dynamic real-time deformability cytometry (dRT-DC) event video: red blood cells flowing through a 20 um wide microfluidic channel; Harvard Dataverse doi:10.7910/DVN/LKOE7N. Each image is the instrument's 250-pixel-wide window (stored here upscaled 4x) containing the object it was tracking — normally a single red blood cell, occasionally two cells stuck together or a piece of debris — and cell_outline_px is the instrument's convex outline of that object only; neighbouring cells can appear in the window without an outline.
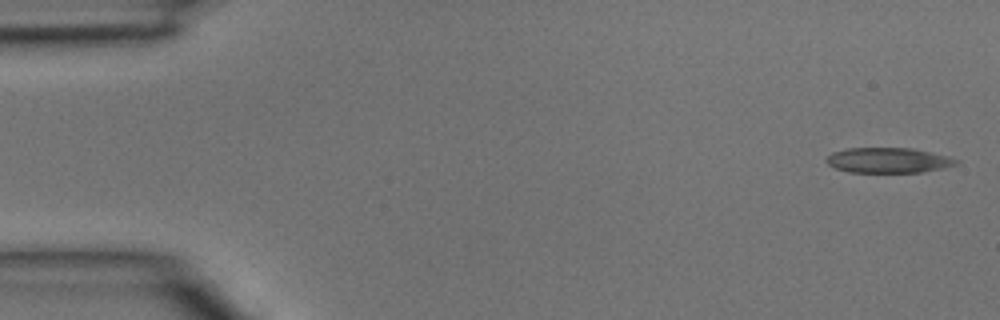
{"species": "common noctule bat (a hibernating species)", "species_latin": "Nyctalus noctula", "temperature_condition": "room temperature", "stored_images_in_passage": 5, "segment_of_instrument_passage": [1, 2], "camera_frame_rate_fps": 3000, "um_per_image_px": 0.085, "animal": {"sex": "male", "body_mass_g": 15.6}, "frame": {"image": 1, "passage_image": 1, "time_ms": 0.0, "image_size_px": [1000, 320], "cell_outline_px": [[960, 164], [944, 168], [924, 172], [848, 172], [836, 168], [828, 164], [824, 160], [832, 152], [848, 148], [912, 148], [948, 156], [960, 160]], "centroid_in_image_um": [75.54, 13.62], "position_along_channel_um": 9.5, "area_um2": 19.19}}
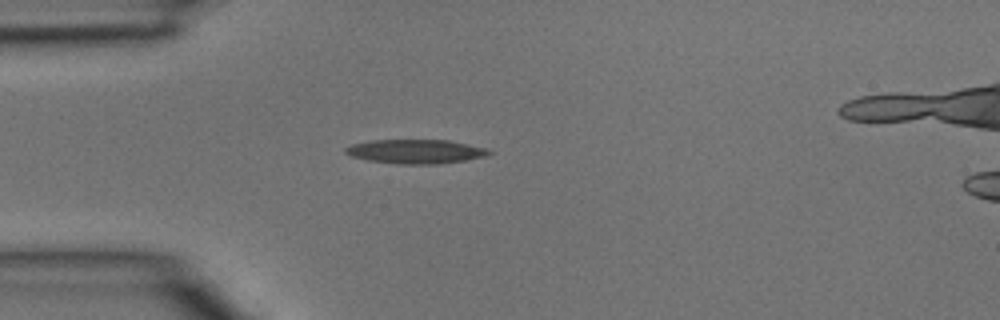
{"frame": {"image": 2, "passage_image": 4, "time_ms": 1.0, "image_size_px": [1000, 320], "cell_outline_px": [[492, 152], [484, 156], [464, 160], [436, 164], [400, 164], [368, 160], [352, 156], [344, 152], [344, 148], [352, 144], [372, 140], [448, 140], [488, 148]], "centroid_in_image_um": [35.32, 12.87], "position_along_channel_um": 49.7, "area_um2": 20.0}}